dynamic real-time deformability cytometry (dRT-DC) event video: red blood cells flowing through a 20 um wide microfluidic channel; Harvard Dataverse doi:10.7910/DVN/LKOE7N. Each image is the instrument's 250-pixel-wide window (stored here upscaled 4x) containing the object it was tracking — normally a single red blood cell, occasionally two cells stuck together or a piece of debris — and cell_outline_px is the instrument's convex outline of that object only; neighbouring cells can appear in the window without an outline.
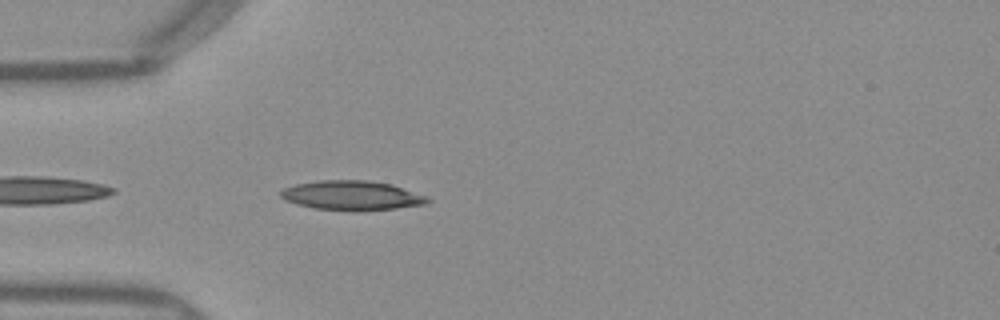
{"species": "Egyptian fruit bat (a non-hibernating species)", "species_latin": "Rousettus aegyptiacus", "temperature_condition": "warm", "stored_images_in_passage": 18, "camera_frame_rate_fps": 3000, "um_per_image_px": 0.085, "frame": {"image": 1, "passage_image": 2, "time_ms": 0.333, "image_size_px": [1000, 320], "cell_outline_px": [[432, 200], [424, 204], [396, 208], [352, 212], [316, 208], [296, 204], [284, 200], [280, 196], [280, 192], [284, 188], [296, 184], [320, 180], [368, 180], [392, 184], [428, 196]], "centroid_in_image_um": [29.92, 16.62], "position_along_channel_um": 55.1, "area_um2": 25.43}}
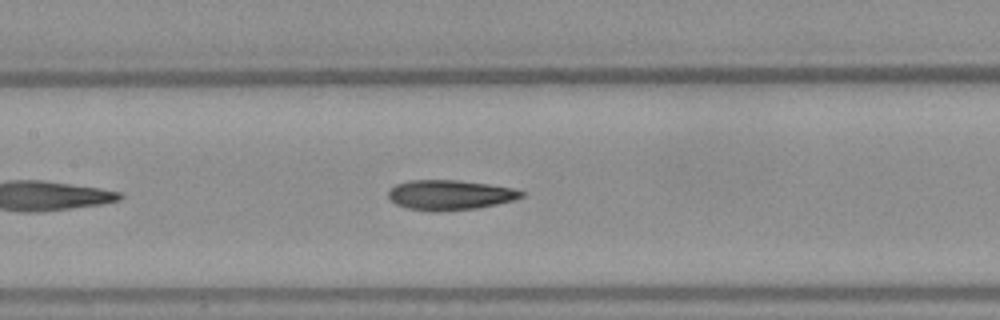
{"frame": {"image": 2, "passage_image": 11, "time_ms": 3.333, "image_size_px": [1000, 320], "cell_outline_px": [[524, 196], [516, 200], [480, 208], [440, 212], [428, 212], [408, 208], [396, 204], [388, 196], [388, 188], [396, 184], [412, 180], [456, 180], [488, 184], [512, 188], [524, 192]], "centroid_in_image_um": [38.24, 16.59], "position_along_channel_um": 169.2, "area_um2": 23.52}}
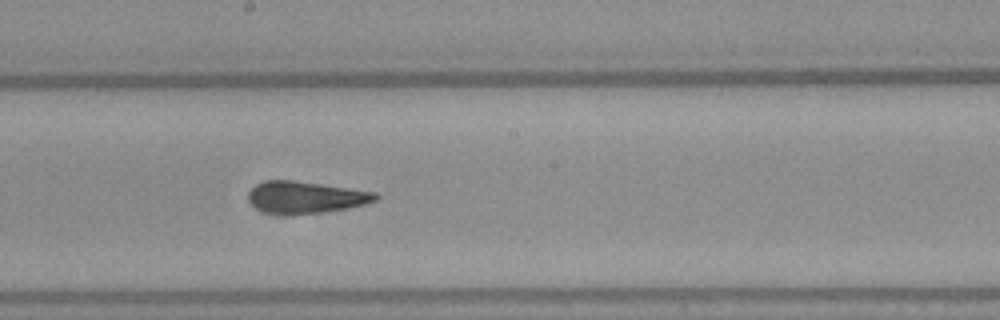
{"frame": {"image": 3, "passage_image": 15, "time_ms": 4.667, "image_size_px": [1000, 320], "cell_outline_px": [[380, 196], [376, 200], [364, 204], [348, 208], [324, 212], [264, 212], [256, 208], [248, 200], [248, 192], [256, 184], [268, 180], [296, 180], [376, 192]], "centroid_in_image_um": [26.0, 16.73], "position_along_channel_um": 222.2, "area_um2": 23.12}}